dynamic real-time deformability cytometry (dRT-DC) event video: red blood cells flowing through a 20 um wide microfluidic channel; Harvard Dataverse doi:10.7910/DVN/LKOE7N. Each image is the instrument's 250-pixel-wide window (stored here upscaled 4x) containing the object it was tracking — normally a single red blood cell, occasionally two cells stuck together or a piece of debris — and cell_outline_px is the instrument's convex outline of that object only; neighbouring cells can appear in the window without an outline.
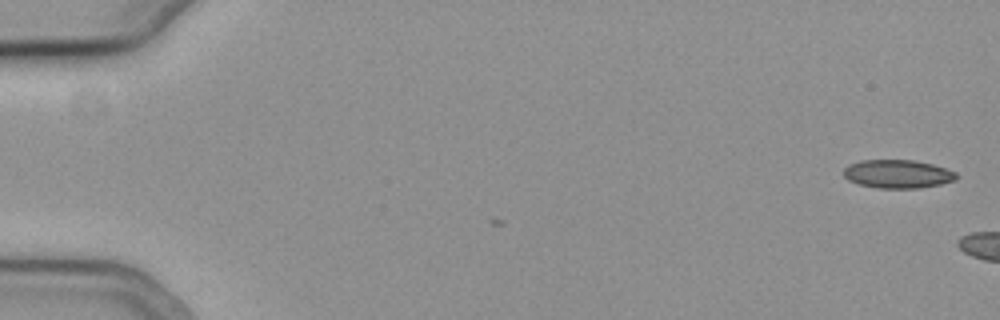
{"species": "common noctule bat (a hibernating species)", "species_latin": "Nyctalus noctula", "temperature_condition": "cold", "stored_images_in_passage": 2, "camera_frame_rate_fps": 3000, "um_per_image_px": 0.085, "animal": {"sex": "female", "body_mass_g": 19.3, "forearm_length_mm": 54.1}, "frame": {"image": 1, "passage_image": 2, "time_ms": 0.333, "image_size_px": [1000, 320], "cell_outline_px": [[960, 176], [956, 180], [940, 184], [920, 188], [880, 188], [860, 184], [848, 180], [844, 176], [844, 168], [848, 164], [860, 160], [912, 160], [932, 164], [956, 172]], "centroid_in_image_um": [76.31, 14.78], "position_along_channel_um": 8.7, "area_um2": 18.67}}